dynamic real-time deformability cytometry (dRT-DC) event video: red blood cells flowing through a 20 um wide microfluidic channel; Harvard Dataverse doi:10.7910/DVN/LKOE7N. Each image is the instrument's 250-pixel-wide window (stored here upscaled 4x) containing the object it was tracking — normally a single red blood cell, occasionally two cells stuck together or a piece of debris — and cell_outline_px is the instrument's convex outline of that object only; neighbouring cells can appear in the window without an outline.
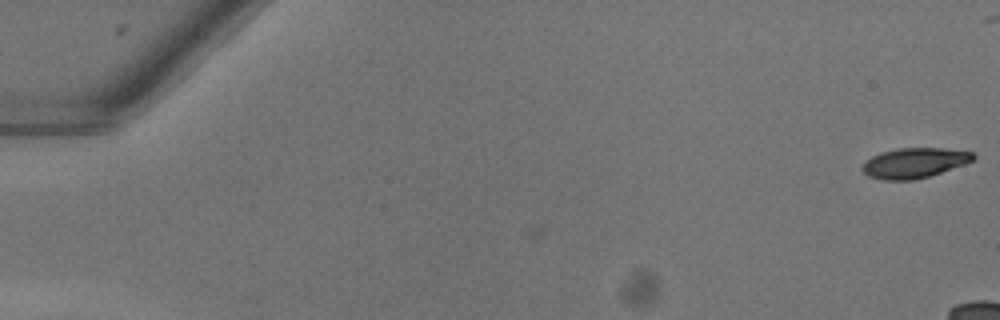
{"species": "common noctule bat (a hibernating species)", "species_latin": "Nyctalus noctula", "temperature_condition": "warm", "stored_images_in_passage": 2, "camera_frame_rate_fps": 3000, "um_per_image_px": 0.085, "animal": {"sex": "female"}, "frame": {"image": 1, "passage_image": 2, "time_ms": 0.333, "image_size_px": [1000, 320], "cell_outline_px": [[976, 156], [972, 160], [964, 164], [928, 176], [912, 180], [884, 180], [868, 176], [860, 168], [872, 156], [884, 152], [900, 148], [944, 148], [972, 152]], "centroid_in_image_um": [77.71, 13.85], "position_along_channel_um": 7.3, "area_um2": 19.07}}